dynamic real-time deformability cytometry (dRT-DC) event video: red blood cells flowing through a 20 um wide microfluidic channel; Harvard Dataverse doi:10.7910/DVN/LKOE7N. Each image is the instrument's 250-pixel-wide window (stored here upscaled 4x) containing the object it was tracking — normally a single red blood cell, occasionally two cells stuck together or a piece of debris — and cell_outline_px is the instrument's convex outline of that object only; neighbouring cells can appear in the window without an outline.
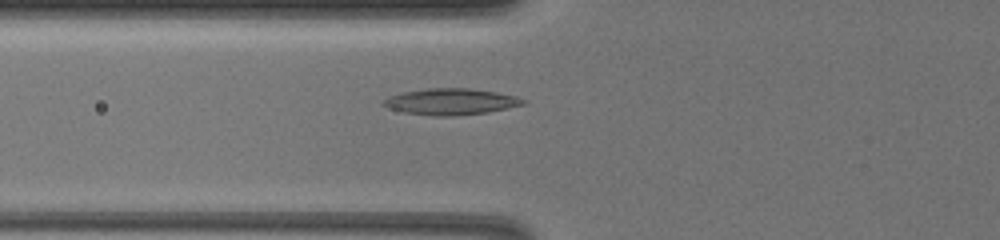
{"species": "common noctule bat (a hibernating species)", "species_latin": "Nyctalus noctula", "temperature_condition": "warm", "stored_images_in_passage": 59, "camera_frame_rate_fps": 3000, "um_per_image_px": 0.085, "animal": {"sex": "female", "body_mass_g": 19.5, "forearm_length_mm": 54.1}, "frame": {"image": 1, "passage_image": 20, "time_ms": 6.333, "image_size_px": [1000, 240], "cell_outline_px": [[524, 104], [488, 112], [452, 116], [432, 116], [404, 112], [392, 108], [384, 104], [380, 100], [388, 96], [404, 92], [428, 88], [468, 88], [496, 92], [516, 96], [524, 100]], "centroid_in_image_um": [38.3, 8.64], "position_along_channel_um": 87.5, "area_um2": 21.15}}
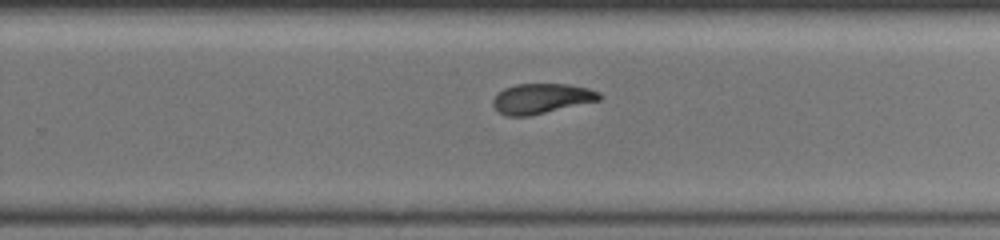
{"frame": {"image": 2, "passage_image": 38, "time_ms": 12.333, "image_size_px": [1000, 240], "cell_outline_px": [[604, 96], [600, 100], [528, 116], [508, 116], [500, 112], [492, 104], [492, 100], [504, 88], [516, 84], [568, 84], [588, 88], [600, 92]], "centroid_in_image_um": [46.06, 8.36], "position_along_channel_um": 283.7, "area_um2": 18.5}}
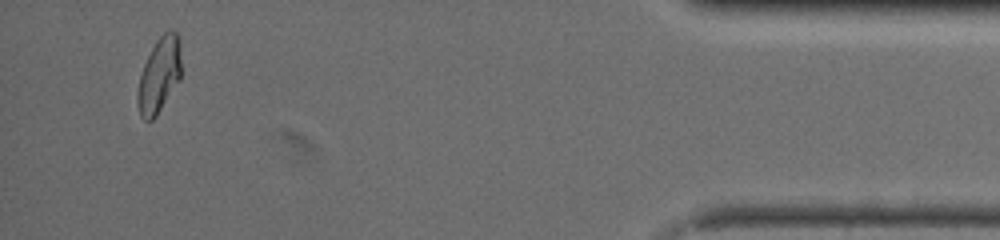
{"frame": {"image": 3, "passage_image": 56, "time_ms": 18.333, "image_size_px": [1000, 240], "cell_outline_px": [[180, 80], [156, 116], [152, 120], [144, 120], [140, 116], [136, 100], [136, 96], [140, 76], [144, 64], [156, 40], [164, 32], [176, 32], [180, 40]], "centroid_in_image_um": [13.52, 6.42], "position_along_channel_um": 421.7, "area_um2": 18.96}, "authors_computed_cell_mechanics": {"area_um2": 19.4786, "velocity_mm_per_s": 3.2736, "shape_relaxation_time_tau1_ms": 9.467, "shape_relaxation_time_tau2_ms": 2.788, "deformation_change_tau1": 0.2172, "deformation_change_tau2": 0.0799}}